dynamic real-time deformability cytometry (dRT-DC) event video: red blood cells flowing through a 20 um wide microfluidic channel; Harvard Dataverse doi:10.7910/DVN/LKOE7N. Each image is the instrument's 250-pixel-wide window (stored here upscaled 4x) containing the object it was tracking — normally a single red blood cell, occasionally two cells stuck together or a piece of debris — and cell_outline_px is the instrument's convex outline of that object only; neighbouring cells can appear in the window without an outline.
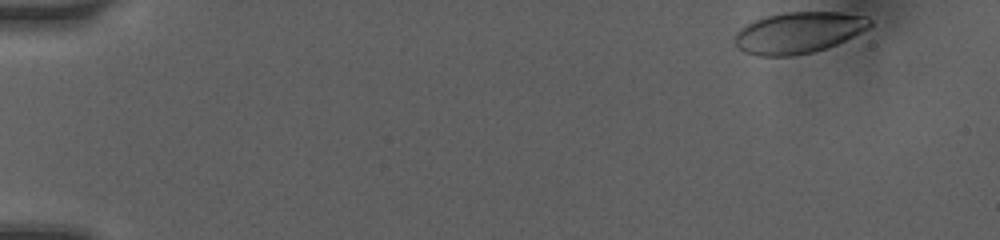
{"species": "human", "species_latin": "Homo sapiens", "temperature_condition": "room temperature", "stored_images_in_passage": 19, "camera_frame_rate_fps": 3000, "um_per_image_px": 0.085, "donor": {"sex": "female"}, "frame": {"image": 1, "passage_image": 1, "time_ms": 0.0, "image_size_px": [1000, 240], "cell_outline_px": [[872, 24], [868, 28], [836, 44], [812, 52], [792, 56], [760, 56], [744, 52], [736, 44], [736, 32], [744, 24], [752, 20], [764, 16], [784, 12], [840, 12], [868, 16], [872, 20]], "centroid_in_image_um": [67.86, 2.75], "position_along_channel_um": 17.1, "area_um2": 32.48}}
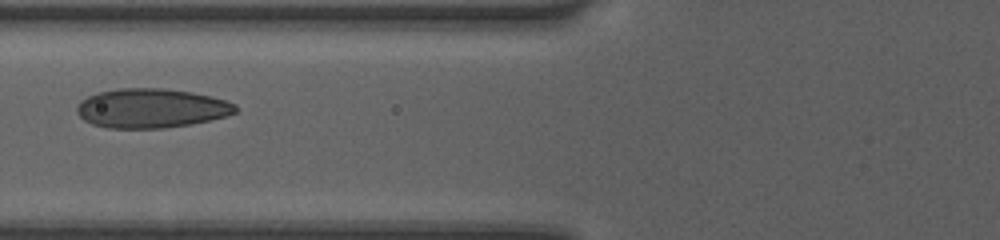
{"frame": {"image": 2, "passage_image": 13, "time_ms": 5.667, "image_size_px": [1000, 240], "cell_outline_px": [[236, 112], [224, 116], [192, 124], [160, 128], [108, 128], [92, 124], [84, 120], [76, 112], [76, 108], [88, 96], [100, 92], [120, 88], [164, 88], [192, 92], [212, 96], [236, 104]], "centroid_in_image_um": [12.86, 9.2], "position_along_channel_um": 112.9, "area_um2": 36.07}}
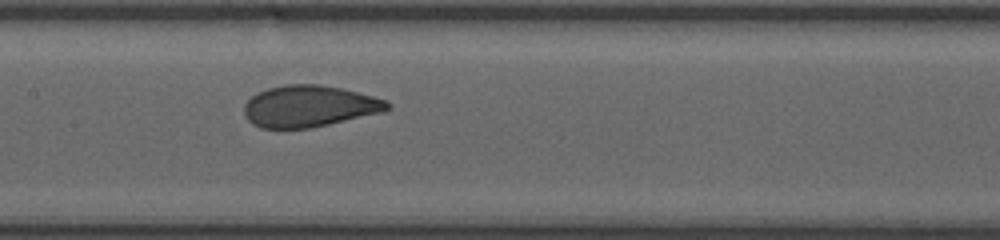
{"frame": {"image": 3, "passage_image": 17, "time_ms": 7.333, "image_size_px": [1000, 240], "cell_outline_px": [[392, 108], [380, 112], [312, 128], [260, 128], [252, 124], [248, 120], [244, 112], [244, 104], [252, 96], [268, 88], [284, 84], [320, 84], [340, 88], [388, 100], [392, 104]], "centroid_in_image_um": [26.28, 9.03], "position_along_channel_um": 181.1, "area_um2": 34.56}}